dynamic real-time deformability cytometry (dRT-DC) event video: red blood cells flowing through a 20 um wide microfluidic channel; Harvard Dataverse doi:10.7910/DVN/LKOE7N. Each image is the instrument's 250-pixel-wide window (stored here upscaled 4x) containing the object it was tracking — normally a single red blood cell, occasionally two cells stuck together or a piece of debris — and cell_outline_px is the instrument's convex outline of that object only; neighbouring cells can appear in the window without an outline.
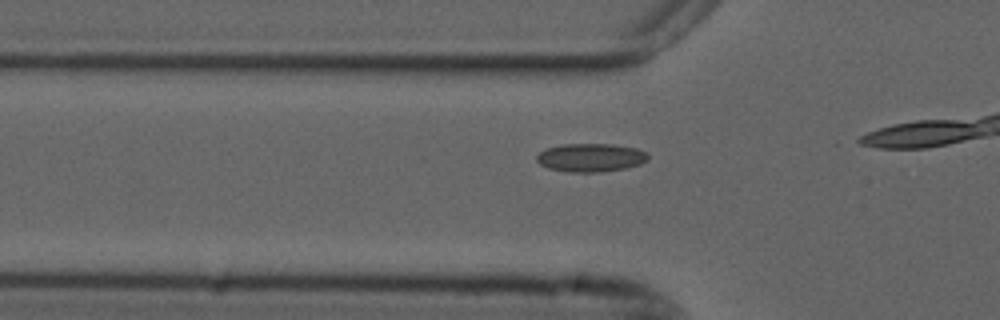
{"species": "common noctule bat (a hibernating species)", "species_latin": "Nyctalus noctula", "temperature_condition": "cold", "stored_images_in_passage": 18, "camera_frame_rate_fps": 3000, "um_per_image_px": 0.085, "animal": {"sex": "male", "forearm_length_mm": 52.5}, "frame": {"image": 1, "passage_image": 13, "time_ms": 4.0, "image_size_px": [1000, 320], "cell_outline_px": [[648, 160], [640, 164], [624, 168], [600, 172], [568, 172], [548, 168], [540, 164], [536, 160], [536, 156], [540, 152], [548, 148], [564, 144], [612, 144], [636, 148], [648, 152]], "centroid_in_image_um": [50.22, 13.39], "position_along_channel_um": 75.6, "area_um2": 18.38}}
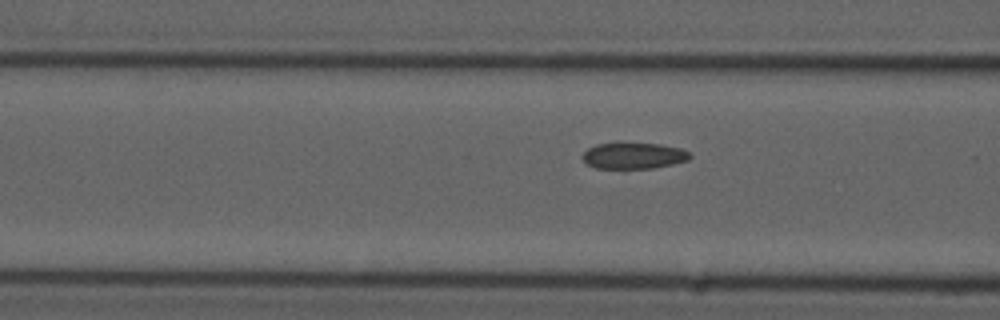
{"frame": {"image": 2, "passage_image": 16, "time_ms": 5.0, "image_size_px": [1000, 320], "cell_outline_px": [[692, 156], [688, 160], [672, 164], [652, 168], [596, 168], [588, 164], [580, 156], [588, 148], [596, 144], [660, 144], [680, 148], [688, 152]], "centroid_in_image_um": [53.85, 13.24], "position_along_channel_um": 112.7, "area_um2": 16.07}}